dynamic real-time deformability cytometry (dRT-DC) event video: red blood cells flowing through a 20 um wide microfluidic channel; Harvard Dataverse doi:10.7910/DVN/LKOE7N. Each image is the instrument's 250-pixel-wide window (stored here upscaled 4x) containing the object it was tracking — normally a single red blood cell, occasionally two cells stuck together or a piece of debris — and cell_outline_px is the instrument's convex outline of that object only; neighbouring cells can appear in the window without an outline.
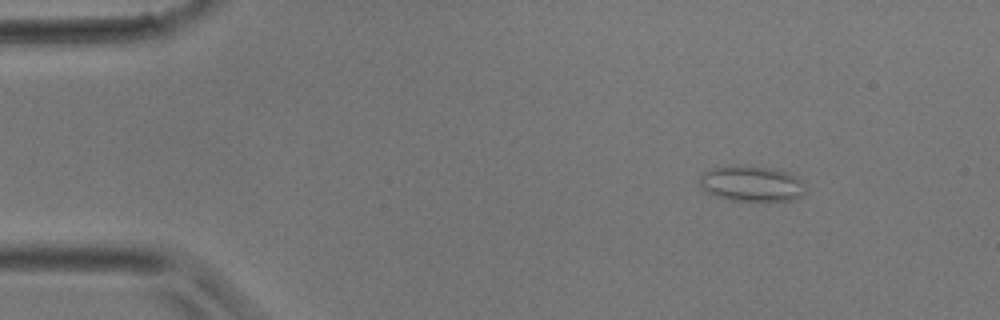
{"species": "common noctule bat (a hibernating species)", "species_latin": "Nyctalus noctula", "temperature_condition": "room temperature", "stored_images_in_passage": 36, "camera_frame_rate_fps": 3000, "um_per_image_px": 0.085, "animal": {"sex": "male", "body_mass_g": 17.9}, "frame": {"image": 1, "passage_image": 1, "time_ms": 0.0, "image_size_px": [1000, 320], "cell_outline_px": [[804, 192], [796, 200], [768, 204], [752, 204], [732, 200], [716, 196], [708, 192], [700, 184], [700, 176], [704, 172], [712, 168], [732, 164], [736, 164], [772, 168], [788, 172], [804, 180]], "centroid_in_image_um": [63.95, 15.66], "position_along_channel_um": 21.0, "area_um2": 23.18}}
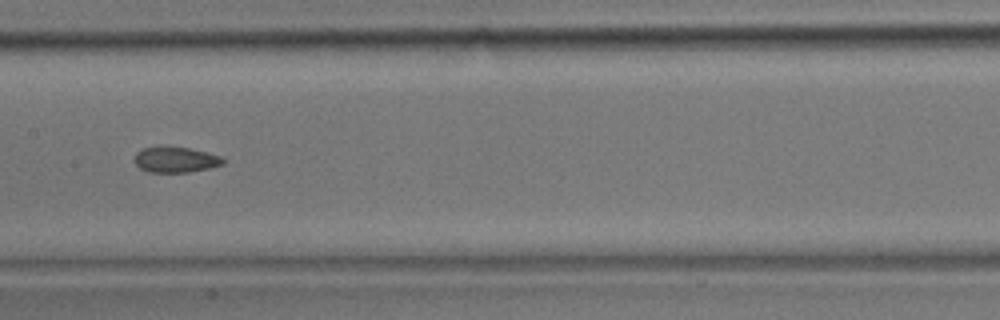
{"frame": {"image": 2, "passage_image": 16, "time_ms": 5.0, "image_size_px": [1000, 320], "cell_outline_px": [[224, 164], [208, 168], [188, 172], [148, 172], [140, 168], [132, 160], [136, 152], [140, 148], [188, 148], [220, 156], [224, 160]], "centroid_in_image_um": [14.87, 13.59], "position_along_channel_um": 192.5, "area_um2": 12.89}}
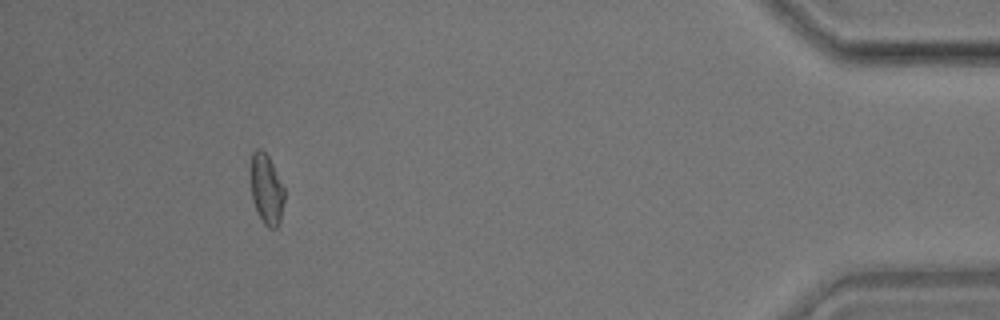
{"frame": {"image": 3, "passage_image": 33, "time_ms": 10.667, "image_size_px": [1000, 320], "cell_outline_px": [[284, 200], [280, 220], [276, 228], [268, 228], [264, 224], [252, 200], [252, 152], [256, 148], [260, 148], [268, 156], [284, 188]], "centroid_in_image_um": [22.66, 16.1], "position_along_channel_um": 412.5, "area_um2": 13.35}}